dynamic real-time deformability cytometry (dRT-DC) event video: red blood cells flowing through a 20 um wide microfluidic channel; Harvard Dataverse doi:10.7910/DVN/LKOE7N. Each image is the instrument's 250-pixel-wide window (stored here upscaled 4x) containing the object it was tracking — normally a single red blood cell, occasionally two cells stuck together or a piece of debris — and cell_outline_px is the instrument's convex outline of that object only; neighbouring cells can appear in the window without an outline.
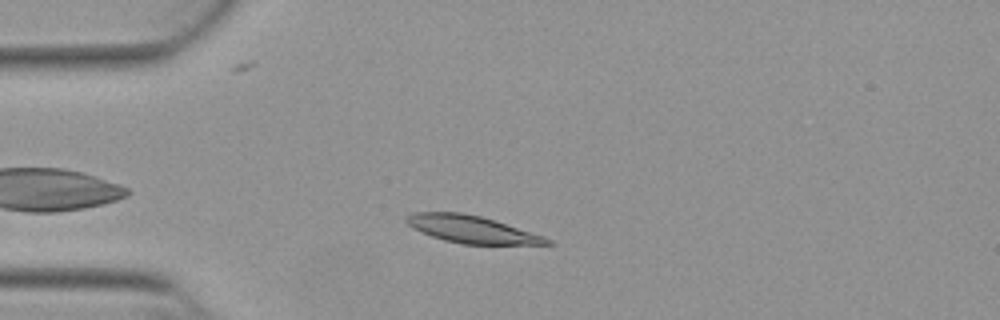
{"species": "Egyptian fruit bat (a non-hibernating species)", "species_latin": "Rousettus aegyptiacus", "temperature_condition": "warm", "stored_images_in_passage": 45, "camera_frame_rate_fps": 3000, "um_per_image_px": 0.085, "animal": {"sex": "female"}, "frame": {"image": 1, "passage_image": 6, "time_ms": 1.667, "image_size_px": [1000, 320], "cell_outline_px": [[552, 244], [464, 244], [444, 240], [432, 236], [408, 224], [404, 220], [404, 216], [416, 212], [460, 212], [480, 216], [544, 236], [552, 240]], "centroid_in_image_um": [40.08, 19.48], "position_along_channel_um": 44.9, "area_um2": 21.91}}
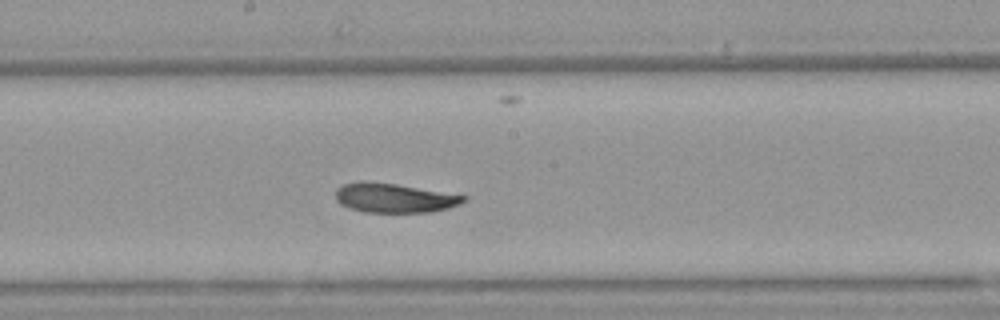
{"frame": {"image": 2, "passage_image": 21, "time_ms": 6.667, "image_size_px": [1000, 320], "cell_outline_px": [[468, 196], [460, 204], [448, 208], [428, 212], [364, 212], [348, 208], [340, 204], [336, 200], [336, 188], [344, 184], [360, 180], [364, 180], [396, 184]], "centroid_in_image_um": [33.46, 16.82], "position_along_channel_um": 214.7, "area_um2": 21.91}}
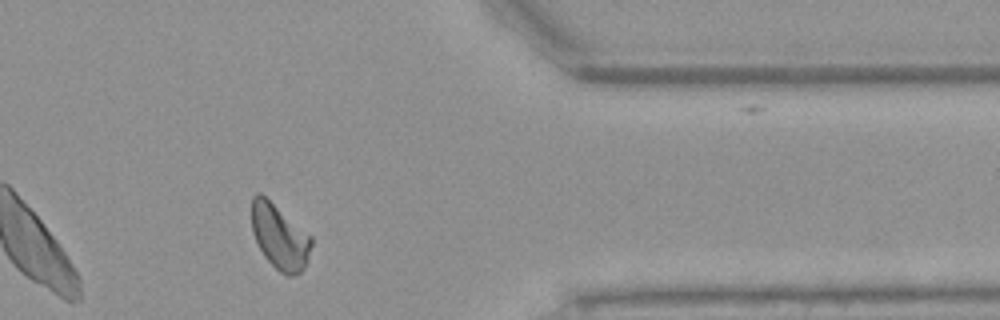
{"frame": {"image": 3, "passage_image": 36, "time_ms": 11.667, "image_size_px": [1000, 320], "cell_outline_px": [[312, 244], [304, 268], [300, 272], [292, 276], [288, 276], [280, 272], [264, 256], [252, 232], [252, 196], [256, 192], [260, 192], [312, 236]], "centroid_in_image_um": [23.76, 20.11], "position_along_channel_um": 387.6, "area_um2": 22.37}, "authors_computed_cell_mechanics": {"area_um2": 22.3686, "velocity_mm_per_s": 3.832, "shape_relaxation_time_tau1_ms": 5.8597, "shape_relaxation_time_tau2_ms": 5.8092, "deformation_change_tau1": 0.1346, "deformation_change_tau2": 0.1084}}